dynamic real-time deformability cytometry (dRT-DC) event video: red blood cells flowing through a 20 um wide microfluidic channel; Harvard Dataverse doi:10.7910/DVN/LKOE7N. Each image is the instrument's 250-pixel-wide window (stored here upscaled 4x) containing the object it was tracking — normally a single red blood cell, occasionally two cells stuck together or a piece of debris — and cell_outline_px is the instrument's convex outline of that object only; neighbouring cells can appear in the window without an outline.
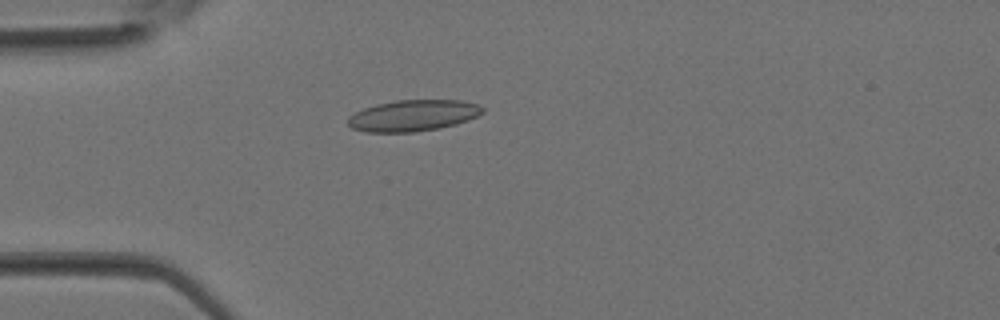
{"species": "Egyptian fruit bat (a non-hibernating species)", "species_latin": "Rousettus aegyptiacus", "temperature_condition": "room temperature", "stored_images_in_passage": 37, "camera_frame_rate_fps": 3000, "um_per_image_px": 0.085, "animal": {"sex": "female"}, "frame": {"image": 1, "passage_image": 10, "time_ms": 3.0, "image_size_px": [1000, 320], "cell_outline_px": [[484, 112], [468, 120], [456, 124], [440, 128], [416, 132], [368, 132], [352, 128], [348, 124], [348, 116], [364, 108], [376, 104], [396, 100], [460, 100], [476, 104], [484, 108]], "centroid_in_image_um": [35.11, 9.82], "position_along_channel_um": 49.9, "area_um2": 24.51}}
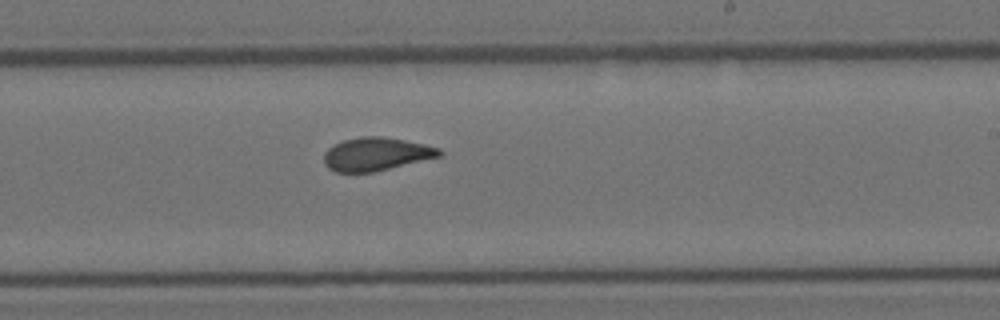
{"frame": {"image": 2, "passage_image": 22, "time_ms": 7.0, "image_size_px": [1000, 320], "cell_outline_px": [[444, 152], [440, 156], [372, 172], [336, 172], [328, 168], [324, 164], [324, 152], [328, 148], [344, 140], [360, 136], [380, 136], [404, 140], [424, 144], [440, 148]], "centroid_in_image_um": [31.95, 13.09], "position_along_channel_um": 257.0, "area_um2": 22.14}}
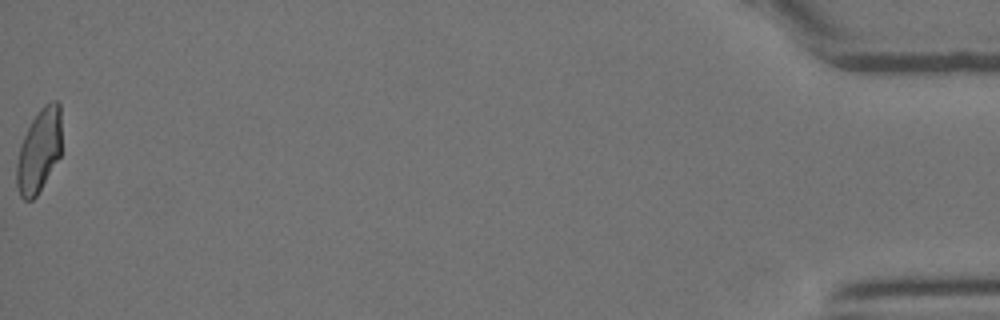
{"frame": {"image": 3, "passage_image": 37, "time_ms": 12.0, "image_size_px": [1000, 320], "cell_outline_px": [[60, 156], [36, 196], [32, 200], [24, 200], [20, 196], [16, 184], [16, 164], [20, 144], [32, 120], [40, 108], [44, 104], [52, 100], [56, 100], [60, 104]], "centroid_in_image_um": [3.3, 12.8], "position_along_channel_um": 431.9, "area_um2": 21.73}}